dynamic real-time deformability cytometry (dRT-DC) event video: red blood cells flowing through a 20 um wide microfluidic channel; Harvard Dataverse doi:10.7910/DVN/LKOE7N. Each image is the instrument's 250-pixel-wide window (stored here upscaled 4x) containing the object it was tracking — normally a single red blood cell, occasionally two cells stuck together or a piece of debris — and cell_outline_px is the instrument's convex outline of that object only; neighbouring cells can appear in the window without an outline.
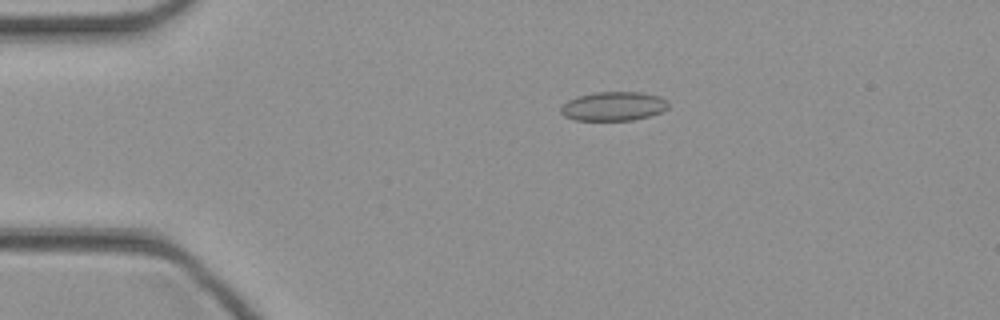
{"species": "common noctule bat (a hibernating species)", "species_latin": "Nyctalus noctula", "temperature_condition": "cold", "stored_images_in_passage": 45, "camera_frame_rate_fps": 3000, "um_per_image_px": 0.085, "animal": {"sex": "female", "body_mass_g": 21.9}, "frame": {"image": 1, "passage_image": 9, "time_ms": 2.667, "image_size_px": [1000, 320], "cell_outline_px": [[668, 108], [652, 116], [632, 120], [576, 120], [564, 116], [560, 112], [560, 108], [568, 100], [576, 96], [596, 92], [640, 92], [660, 96], [668, 100]], "centroid_in_image_um": [52.16, 9.03], "position_along_channel_um": 32.8, "area_um2": 18.32}}
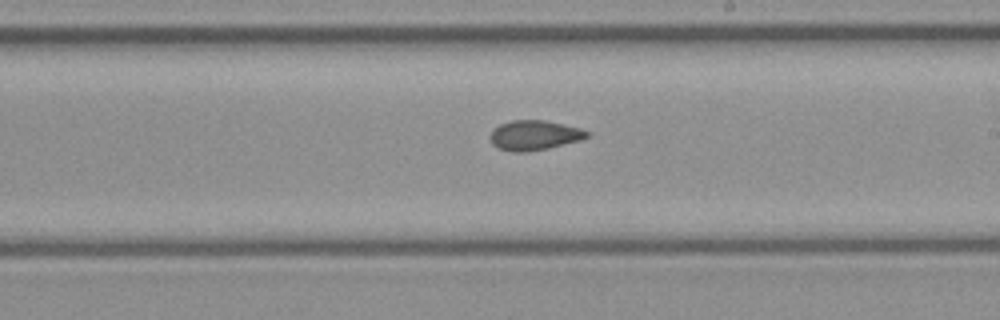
{"frame": {"image": 2, "passage_image": 26, "time_ms": 8.333, "image_size_px": [1000, 320], "cell_outline_px": [[592, 136], [580, 140], [548, 148], [528, 152], [512, 152], [500, 148], [492, 144], [488, 136], [492, 128], [500, 124], [512, 120], [544, 120], [580, 128], [592, 132]], "centroid_in_image_um": [45.42, 11.49], "position_along_channel_um": 243.6, "area_um2": 17.05}}
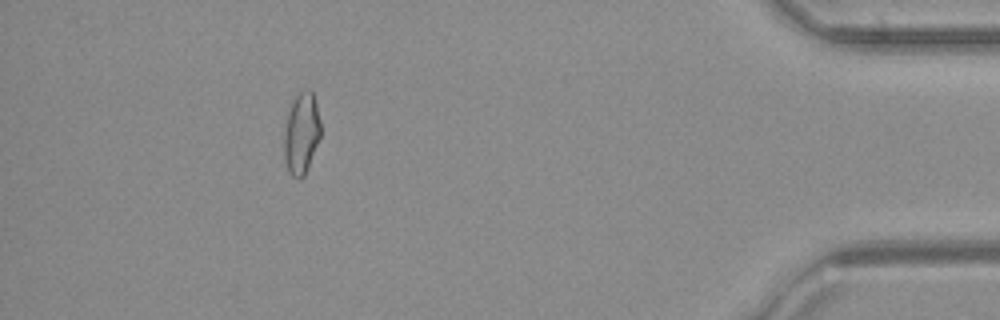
{"frame": {"image": 3, "passage_image": 41, "time_ms": 13.333, "image_size_px": [1000, 320], "cell_outline_px": [[320, 136], [308, 168], [304, 176], [300, 180], [292, 176], [288, 172], [284, 160], [284, 128], [288, 112], [292, 100], [300, 92], [308, 88], [312, 88], [320, 120]], "centroid_in_image_um": [25.61, 11.34], "position_along_channel_um": 409.6, "area_um2": 17.57}}